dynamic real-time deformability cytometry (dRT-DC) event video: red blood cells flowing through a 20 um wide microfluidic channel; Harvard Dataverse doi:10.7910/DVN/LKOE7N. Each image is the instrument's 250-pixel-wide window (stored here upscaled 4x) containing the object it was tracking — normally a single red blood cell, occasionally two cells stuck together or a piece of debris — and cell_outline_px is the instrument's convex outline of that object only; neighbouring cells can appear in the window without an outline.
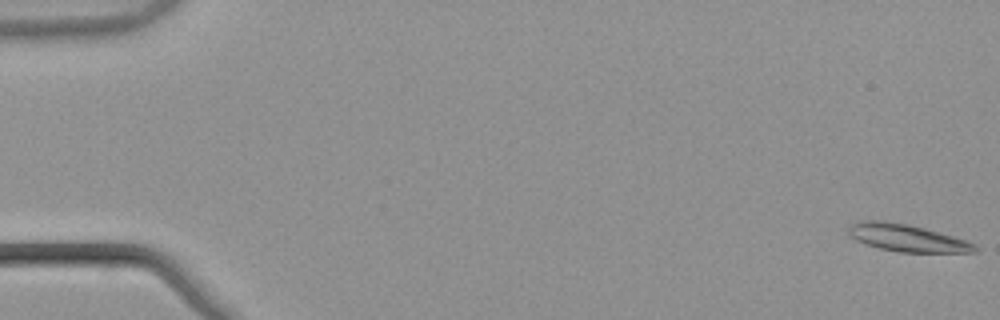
{"species": "common noctule bat (a hibernating species)", "species_latin": "Nyctalus noctula", "temperature_condition": "warm", "stored_images_in_passage": 55, "camera_frame_rate_fps": 3000, "um_per_image_px": 0.085, "animal": {"sex": "male", "body_mass_g": 21.5, "forearm_length_mm": 52.0}, "frame": {"image": 1, "passage_image": 1, "time_ms": 0.0, "image_size_px": [1000, 320], "cell_outline_px": [[980, 248], [976, 252], [900, 252], [880, 248], [856, 240], [848, 232], [848, 228], [852, 224], [860, 220], [880, 220], [908, 224], [924, 228], [952, 236], [976, 244]], "centroid_in_image_um": [77.11, 20.22], "position_along_channel_um": 7.9, "area_um2": 19.83}}
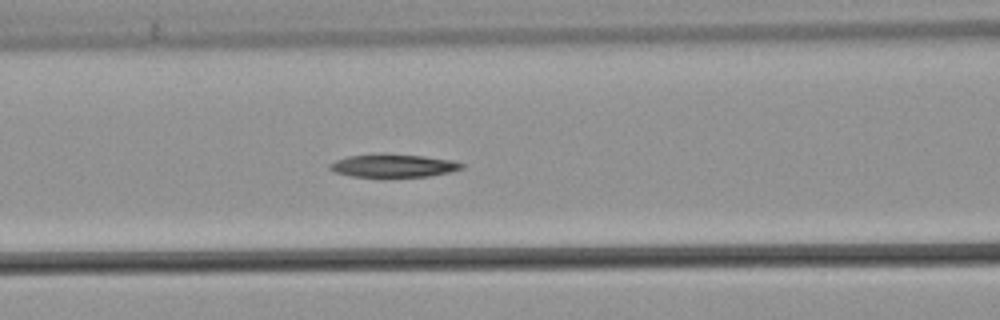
{"frame": {"image": 2, "passage_image": 24, "time_ms": 7.667, "image_size_px": [1000, 320], "cell_outline_px": [[464, 168], [452, 172], [428, 176], [380, 180], [352, 176], [332, 172], [328, 168], [328, 164], [336, 160], [348, 156], [424, 156], [452, 160], [464, 164]], "centroid_in_image_um": [33.42, 14.17], "position_along_channel_um": 133.2, "area_um2": 17.98}}
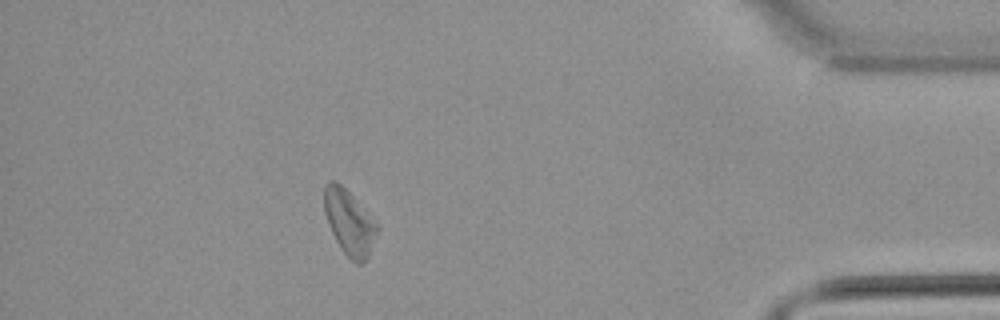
{"frame": {"image": 3, "passage_image": 49, "time_ms": 16.0, "image_size_px": [1000, 320], "cell_outline_px": [[376, 232], [368, 256], [360, 264], [356, 264], [340, 248], [328, 224], [324, 212], [324, 184], [328, 180], [336, 180], [352, 196], [376, 224]], "centroid_in_image_um": [29.61, 18.88], "position_along_channel_um": 405.6, "area_um2": 19.31}}